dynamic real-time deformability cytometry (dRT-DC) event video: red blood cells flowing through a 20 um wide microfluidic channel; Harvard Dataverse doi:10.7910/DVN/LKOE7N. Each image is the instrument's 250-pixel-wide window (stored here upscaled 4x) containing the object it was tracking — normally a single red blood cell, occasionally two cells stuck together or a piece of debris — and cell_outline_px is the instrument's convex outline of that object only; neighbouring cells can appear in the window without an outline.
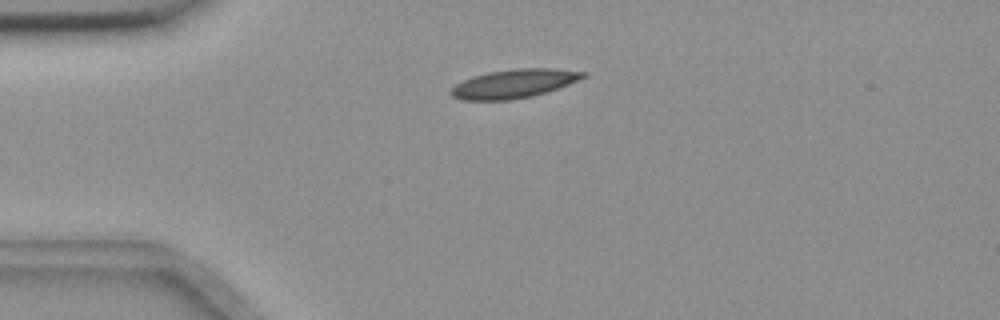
{"species": "common noctule bat (a hibernating species)", "species_latin": "Nyctalus noctula", "temperature_condition": "room temperature", "stored_images_in_passage": 43, "camera_frame_rate_fps": 3000, "um_per_image_px": 0.085, "animal": {"sex": "female", "body_mass_g": 18.4}, "frame": {"image": 1, "passage_image": 1, "time_ms": 0.0, "image_size_px": [1000, 320], "cell_outline_px": [[588, 76], [580, 80], [532, 96], [512, 100], [464, 100], [452, 96], [448, 92], [456, 84], [472, 76], [488, 72], [516, 68], [552, 68], [588, 72]], "centroid_in_image_um": [43.7, 7.1], "position_along_channel_um": 41.3, "area_um2": 22.14}}
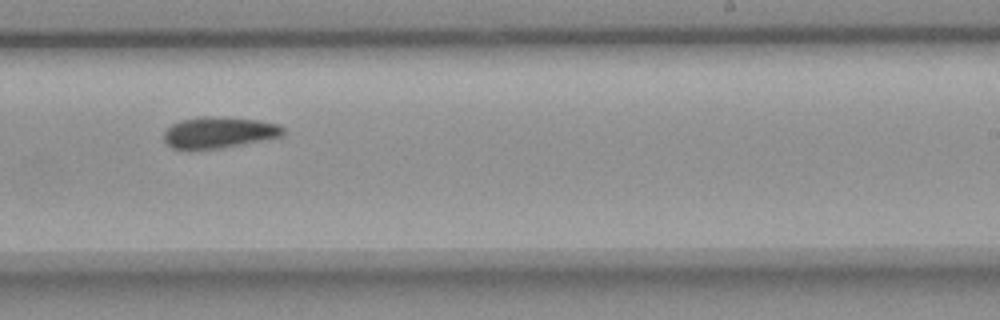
{"frame": {"image": 2, "passage_image": 22, "time_ms": 7.0, "image_size_px": [1000, 320], "cell_outline_px": [[284, 136], [220, 148], [172, 148], [164, 140], [164, 132], [172, 124], [180, 120], [200, 116], [216, 116], [256, 120], [280, 124], [284, 128]], "centroid_in_image_um": [18.64, 11.24], "position_along_channel_um": 270.4, "area_um2": 21.5}}
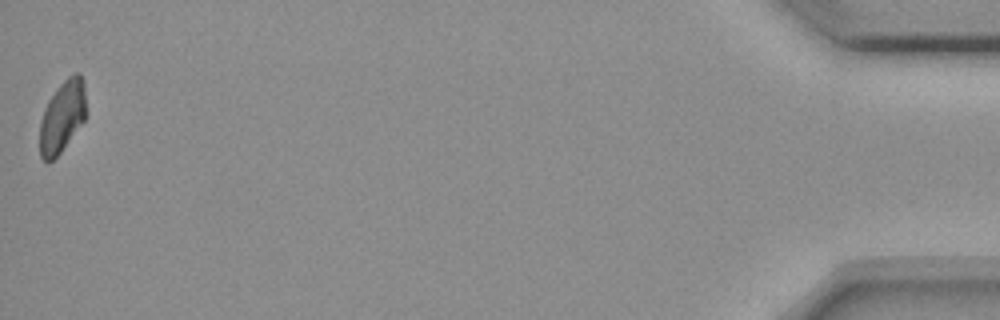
{"frame": {"image": 3, "passage_image": 43, "time_ms": 14.0, "image_size_px": [1000, 320], "cell_outline_px": [[84, 120], [60, 152], [48, 164], [40, 156], [40, 120], [44, 108], [48, 100], [56, 88], [68, 76], [76, 72], [80, 72], [84, 80]], "centroid_in_image_um": [5.26, 9.88], "position_along_channel_um": 429.9, "area_um2": 19.13}, "authors_computed_cell_mechanics": {"area_um2": 21.2704, "velocity_mm_per_s": 3.6392, "shape_relaxation_time_tau1_ms": 5.2608, "shape_relaxation_time_tau2_ms": null, "deformation_change_tau1": 0.1234, "deformation_change_tau2": null}}